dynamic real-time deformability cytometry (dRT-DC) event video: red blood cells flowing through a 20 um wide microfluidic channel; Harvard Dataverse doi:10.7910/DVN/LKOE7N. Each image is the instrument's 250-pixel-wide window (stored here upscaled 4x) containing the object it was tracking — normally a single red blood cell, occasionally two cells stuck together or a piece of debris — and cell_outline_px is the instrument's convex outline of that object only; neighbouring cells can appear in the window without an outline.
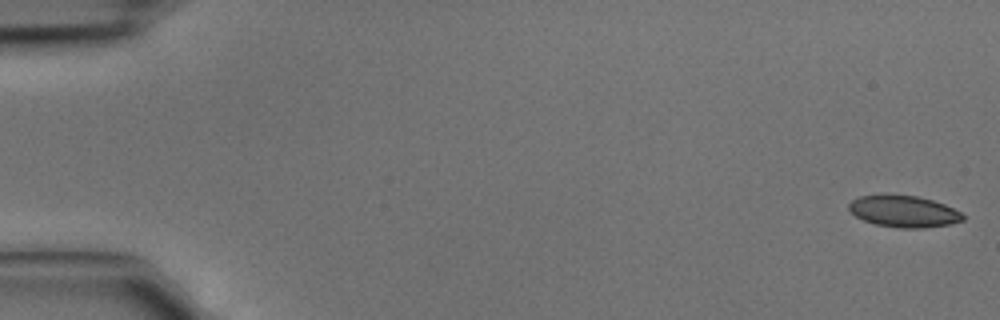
{"species": "common noctule bat (a hibernating species)", "species_latin": "Nyctalus noctula", "temperature_condition": "cold", "stored_images_in_passage": 5, "camera_frame_rate_fps": 3000, "um_per_image_px": 0.085, "animal": {"sex": "male", "body_mass_g": 15.6}, "frame": {"image": 1, "passage_image": 1, "time_ms": 0.0, "image_size_px": [1000, 320], "cell_outline_px": [[964, 220], [948, 224], [924, 228], [900, 228], [876, 224], [864, 220], [856, 216], [848, 208], [848, 204], [852, 200], [860, 196], [916, 196], [932, 200], [944, 204], [960, 212], [964, 216]], "centroid_in_image_um": [76.83, 17.99], "position_along_channel_um": 8.2, "area_um2": 20.46}}